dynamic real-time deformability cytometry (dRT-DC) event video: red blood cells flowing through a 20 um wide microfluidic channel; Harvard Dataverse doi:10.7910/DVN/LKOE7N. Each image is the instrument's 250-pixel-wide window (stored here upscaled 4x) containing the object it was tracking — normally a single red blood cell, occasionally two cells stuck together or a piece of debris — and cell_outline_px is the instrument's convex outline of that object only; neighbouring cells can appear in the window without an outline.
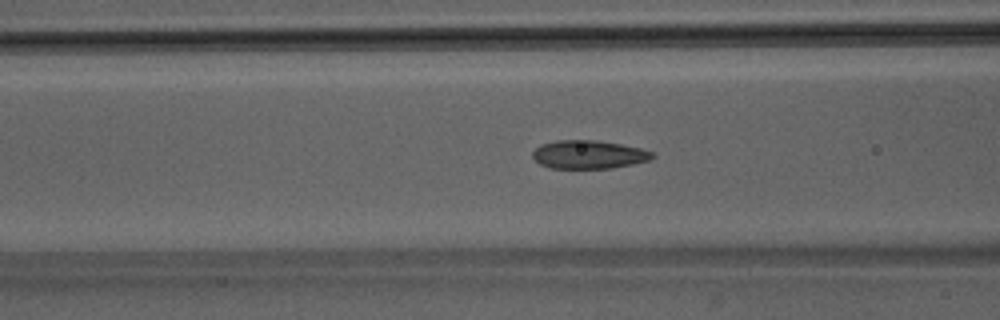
{"species": "Egyptian fruit bat (a non-hibernating species)", "species_latin": "Rousettus aegyptiacus", "temperature_condition": "room temperature", "stored_images_in_passage": 50, "camera_frame_rate_fps": 3000, "um_per_image_px": 0.085, "animal": {"sex": "male"}, "frame": {"image": 1, "passage_image": 20, "time_ms": 6.333, "image_size_px": [1000, 320], "cell_outline_px": [[656, 156], [648, 160], [632, 164], [612, 168], [548, 168], [540, 164], [532, 156], [532, 152], [540, 144], [556, 140], [596, 140], [620, 144], [640, 148], [652, 152]], "centroid_in_image_um": [50.01, 13.13], "position_along_channel_um": 116.6, "area_um2": 19.77}}
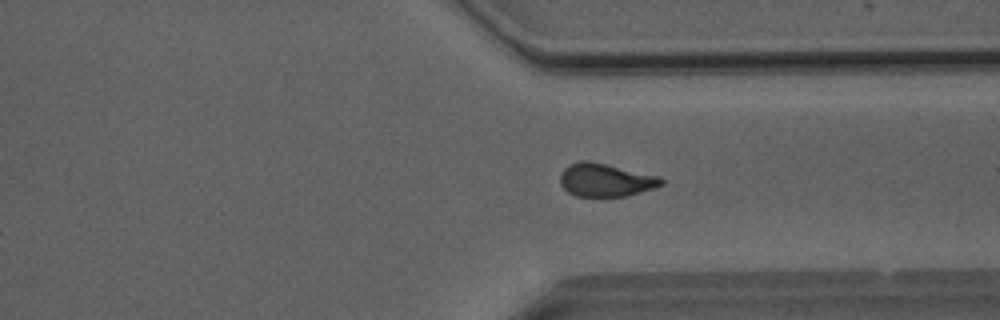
{"frame": {"image": 2, "passage_image": 38, "time_ms": 12.333, "image_size_px": [1000, 320], "cell_outline_px": [[664, 184], [656, 188], [624, 196], [576, 196], [568, 192], [560, 184], [560, 172], [568, 164], [580, 160], [588, 160], [660, 176], [664, 180]], "centroid_in_image_um": [51.47, 15.29], "position_along_channel_um": 359.9, "area_um2": 19.65}}
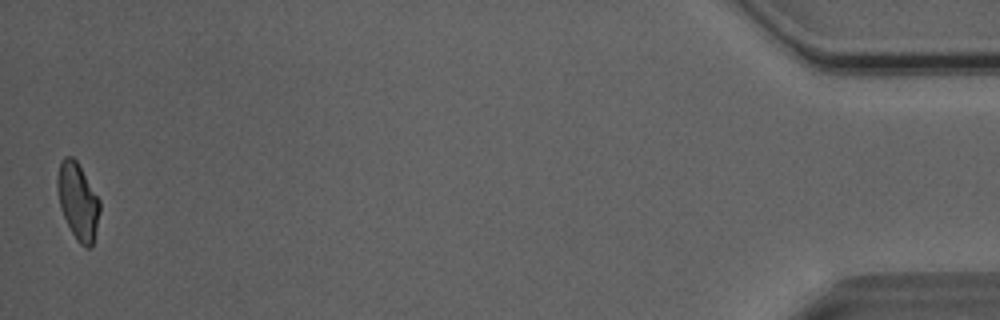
{"frame": {"image": 3, "passage_image": 50, "time_ms": 16.333, "image_size_px": [1000, 320], "cell_outline_px": [[100, 212], [92, 244], [88, 248], [80, 244], [76, 240], [60, 208], [56, 188], [56, 180], [60, 160], [64, 156], [72, 156], [76, 160], [100, 200]], "centroid_in_image_um": [6.6, 17.07], "position_along_channel_um": 428.6, "area_um2": 18.84}, "authors_computed_cell_mechanics": {"area_um2": 19.7676, "velocity_mm_per_s": 4.058, "shape_relaxation_time_tau1_ms": 4.3644, "shape_relaxation_time_tau2_ms": 1.5219, "deformation_change_tau1": 0.1277, "deformation_change_tau2": 0.0695}}